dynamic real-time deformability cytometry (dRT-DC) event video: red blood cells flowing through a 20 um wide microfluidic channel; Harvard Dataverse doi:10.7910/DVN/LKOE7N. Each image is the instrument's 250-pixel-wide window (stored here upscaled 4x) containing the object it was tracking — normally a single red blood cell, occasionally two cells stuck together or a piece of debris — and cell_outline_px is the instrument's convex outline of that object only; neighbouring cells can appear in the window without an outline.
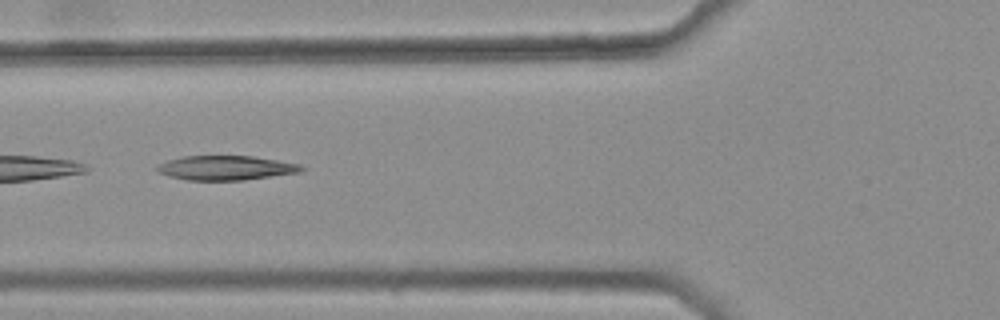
{"species": "common noctule bat (a hibernating species)", "species_latin": "Nyctalus noctula", "temperature_condition": "warm", "stored_images_in_passage": 9, "camera_frame_rate_fps": 3000, "um_per_image_px": 0.085, "animal": {"sex": "female", "body_mass_g": 25.1}, "frame": {"image": 1, "passage_image": 4, "time_ms": 1.0, "image_size_px": [1000, 320], "cell_outline_px": [[304, 168], [300, 172], [244, 180], [188, 180], [168, 176], [156, 172], [156, 168], [160, 164], [168, 160], [184, 156], [252, 156], [300, 164]], "centroid_in_image_um": [19.17, 14.27], "position_along_channel_um": 106.6, "area_um2": 20.4}}
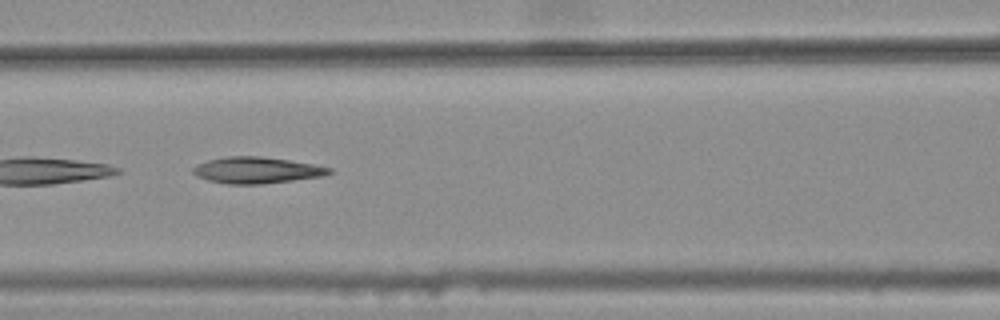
{"frame": {"image": 2, "passage_image": 7, "time_ms": 2.0, "image_size_px": [1000, 320], "cell_outline_px": [[332, 172], [324, 176], [260, 184], [228, 184], [208, 180], [196, 176], [192, 172], [192, 168], [208, 160], [228, 156], [260, 156], [288, 160], [312, 164], [332, 168]], "centroid_in_image_um": [21.81, 14.47], "position_along_channel_um": 144.8, "area_um2": 20.69}}